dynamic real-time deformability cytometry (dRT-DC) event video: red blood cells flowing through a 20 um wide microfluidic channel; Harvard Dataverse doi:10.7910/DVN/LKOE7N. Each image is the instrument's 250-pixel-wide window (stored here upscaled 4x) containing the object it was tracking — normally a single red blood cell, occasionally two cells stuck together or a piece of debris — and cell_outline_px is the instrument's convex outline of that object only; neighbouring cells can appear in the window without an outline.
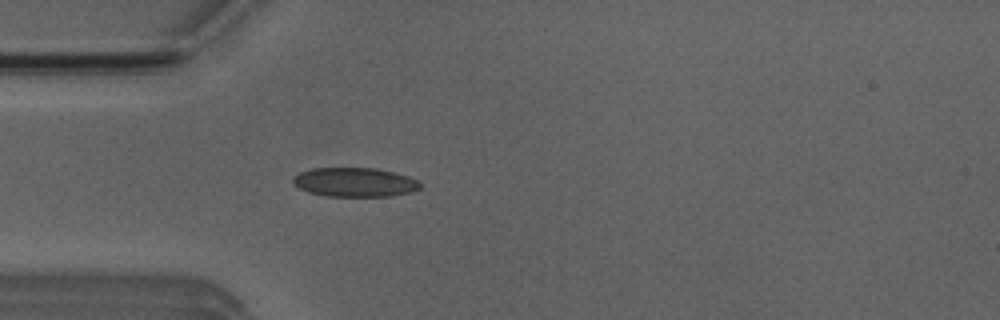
{"species": "Egyptian fruit bat (a non-hibernating species)", "species_latin": "Rousettus aegyptiacus", "temperature_condition": "room temperature", "stored_images_in_passage": 50, "camera_frame_rate_fps": 3000, "um_per_image_px": 0.085, "animal": {"sex": "male"}, "frame": {"image": 1, "passage_image": 13, "time_ms": 4.0, "image_size_px": [1000, 320], "cell_outline_px": [[420, 188], [412, 192], [392, 196], [324, 196], [308, 192], [292, 184], [292, 176], [300, 172], [312, 168], [376, 168], [408, 176], [416, 180], [420, 184]], "centroid_in_image_um": [30.11, 15.49], "position_along_channel_um": 54.9, "area_um2": 21.68}}
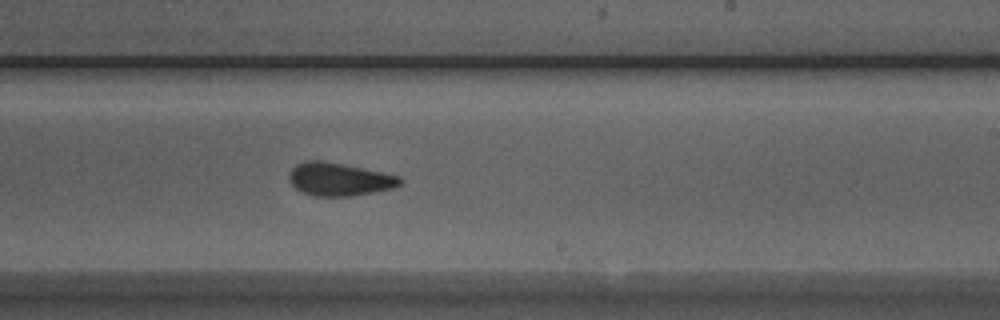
{"frame": {"image": 2, "passage_image": 29, "time_ms": 9.333, "image_size_px": [1000, 320], "cell_outline_px": [[404, 180], [400, 184], [392, 188], [352, 196], [312, 196], [296, 188], [288, 180], [288, 172], [296, 164], [304, 160], [320, 160], [400, 176]], "centroid_in_image_um": [28.78, 15.24], "position_along_channel_um": 260.2, "area_um2": 21.15}}
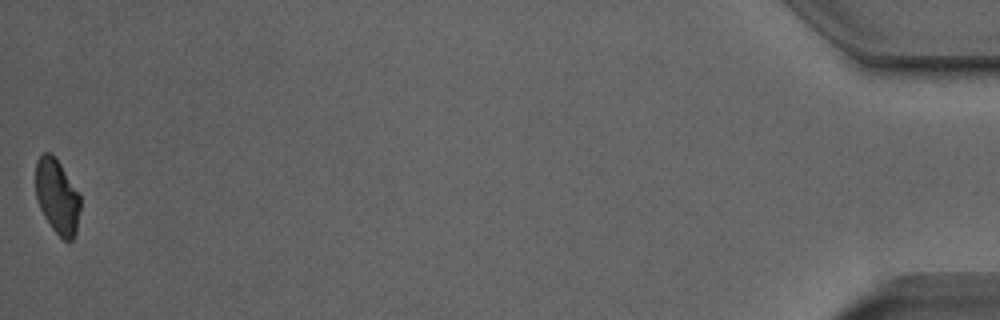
{"frame": {"image": 3, "passage_image": 50, "time_ms": 16.333, "image_size_px": [1000, 320], "cell_outline_px": [[80, 208], [76, 232], [72, 240], [64, 240], [52, 228], [44, 216], [40, 208], [36, 196], [36, 160], [44, 152], [48, 152], [60, 164], [80, 192]], "centroid_in_image_um": [4.87, 16.7], "position_along_channel_um": 430.3, "area_um2": 19.31}, "authors_computed_cell_mechanics": {"area_um2": 21.1548, "velocity_mm_per_s": 3.9293, "shape_relaxation_time_tau1_ms": 3.8174, "shape_relaxation_time_tau2_ms": 1.8534, "deformation_change_tau1": 0.1007, "deformation_change_tau2": 0.066}}